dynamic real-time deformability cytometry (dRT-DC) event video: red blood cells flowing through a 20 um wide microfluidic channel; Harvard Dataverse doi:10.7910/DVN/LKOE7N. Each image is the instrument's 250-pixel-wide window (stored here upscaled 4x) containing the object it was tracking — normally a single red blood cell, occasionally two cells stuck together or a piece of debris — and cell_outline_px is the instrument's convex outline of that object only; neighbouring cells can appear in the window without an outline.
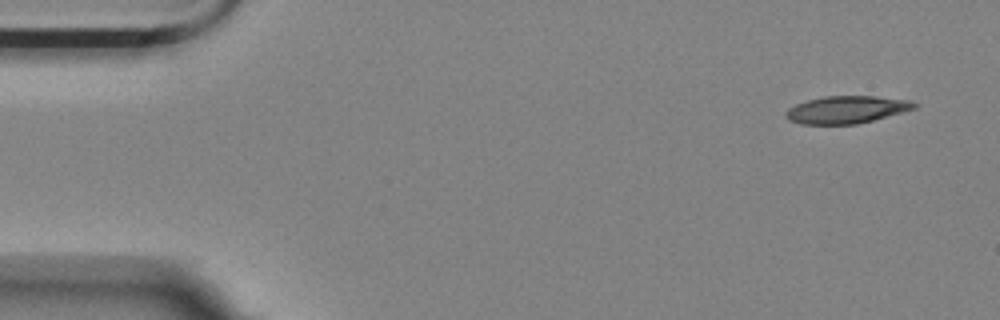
{"species": "Egyptian fruit bat (a non-hibernating species)", "species_latin": "Rousettus aegyptiacus", "temperature_condition": "room temperature", "stored_images_in_passage": 3, "camera_frame_rate_fps": 3000, "um_per_image_px": 0.085, "animal": {"sex": "female"}, "frame": {"image": 1, "passage_image": 1, "time_ms": 0.0, "image_size_px": [1000, 320], "cell_outline_px": [[920, 104], [916, 108], [872, 120], [856, 124], [800, 124], [788, 120], [784, 116], [784, 112], [788, 108], [796, 104], [808, 100], [824, 96], [872, 96], [908, 100]], "centroid_in_image_um": [71.91, 9.32], "position_along_channel_um": 13.1, "area_um2": 20.46}}
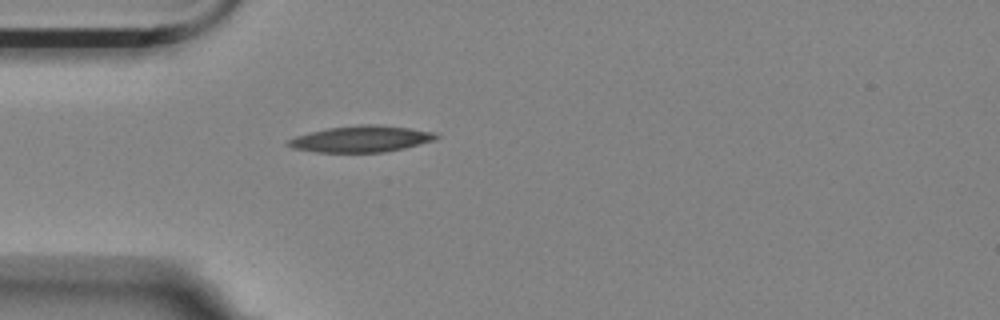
{"frame": {"image": 2, "passage_image": 3, "time_ms": 4.0, "image_size_px": [1000, 320], "cell_outline_px": [[440, 136], [432, 140], [404, 148], [384, 152], [316, 152], [292, 148], [288, 144], [288, 140], [296, 136], [328, 128], [360, 124], [380, 124], [436, 132]], "centroid_in_image_um": [30.71, 11.8], "position_along_channel_um": 54.3, "area_um2": 22.48}}